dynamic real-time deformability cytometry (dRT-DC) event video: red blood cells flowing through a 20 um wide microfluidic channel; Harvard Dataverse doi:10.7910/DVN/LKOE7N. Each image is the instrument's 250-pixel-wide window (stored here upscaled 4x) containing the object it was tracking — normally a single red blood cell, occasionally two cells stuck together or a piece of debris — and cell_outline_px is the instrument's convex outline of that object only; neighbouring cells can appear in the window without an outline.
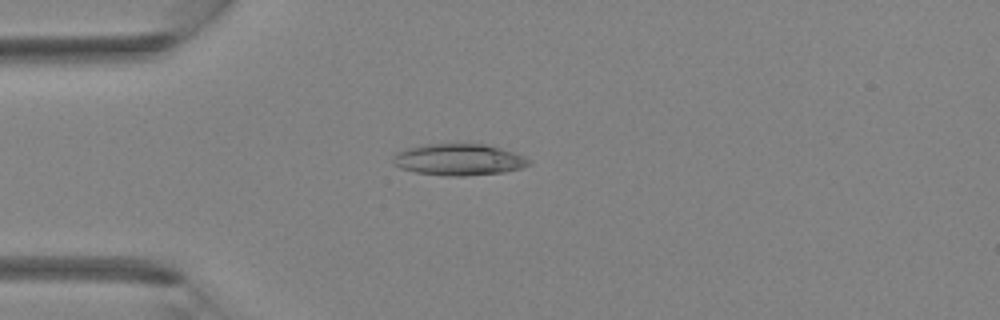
{"species": "Egyptian fruit bat (a non-hibernating species)", "species_latin": "Rousettus aegyptiacus", "temperature_condition": "room temperature", "stored_images_in_passage": 35, "camera_frame_rate_fps": 3000, "um_per_image_px": 0.085, "animal": {"sex": "female"}, "frame": {"image": 1, "passage_image": 6, "time_ms": 1.667, "image_size_px": [1000, 320], "cell_outline_px": [[532, 164], [524, 168], [504, 172], [464, 176], [448, 176], [416, 172], [400, 168], [392, 164], [392, 156], [396, 152], [408, 148], [424, 144], [484, 144], [516, 152], [532, 160]], "centroid_in_image_um": [39.02, 13.57], "position_along_channel_um": 46.0, "area_um2": 25.26}}
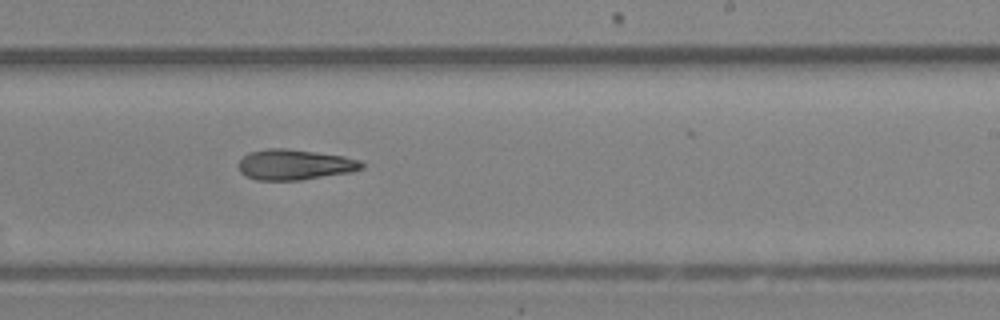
{"frame": {"image": 2, "passage_image": 20, "time_ms": 6.333, "image_size_px": [1000, 320], "cell_outline_px": [[364, 168], [352, 172], [300, 180], [256, 180], [244, 176], [240, 172], [236, 164], [248, 152], [268, 148], [284, 148], [344, 156], [360, 160], [364, 164]], "centroid_in_image_um": [25.02, 14.0], "position_along_channel_um": 264.0, "area_um2": 22.08}}
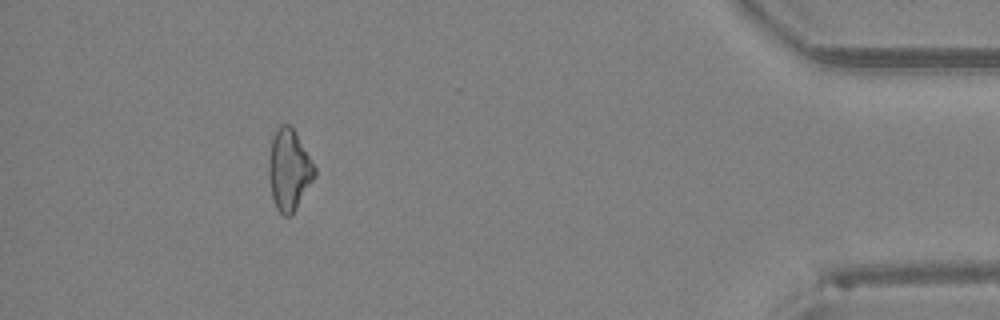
{"frame": {"image": 3, "passage_image": 32, "time_ms": 10.333, "image_size_px": [1000, 320], "cell_outline_px": [[316, 176], [292, 216], [284, 216], [276, 208], [272, 196], [268, 176], [268, 160], [272, 136], [276, 128], [280, 124], [288, 124], [296, 132], [316, 168]], "centroid_in_image_um": [24.56, 14.43], "position_along_channel_um": 410.6, "area_um2": 21.96}}